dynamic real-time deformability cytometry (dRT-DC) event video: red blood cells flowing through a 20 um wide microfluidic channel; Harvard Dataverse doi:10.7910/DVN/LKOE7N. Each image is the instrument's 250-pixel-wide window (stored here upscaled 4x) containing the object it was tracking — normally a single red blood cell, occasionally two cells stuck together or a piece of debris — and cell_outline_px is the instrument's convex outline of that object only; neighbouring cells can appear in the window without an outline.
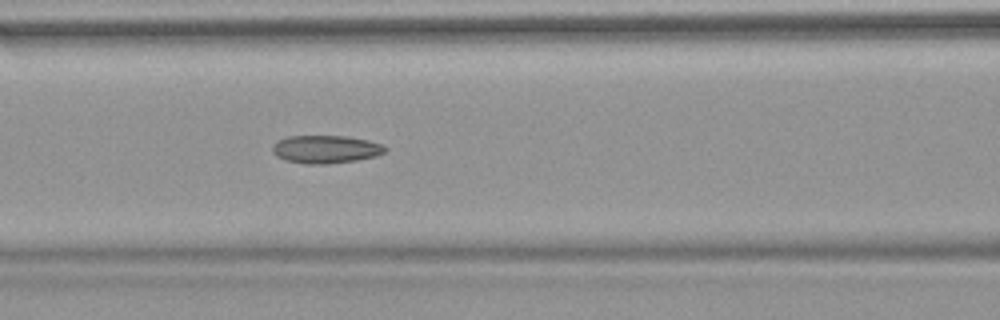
{"species": "common noctule bat (a hibernating species)", "species_latin": "Nyctalus noctula", "temperature_condition": "warm", "stored_images_in_passage": 53, "camera_frame_rate_fps": 3000, "um_per_image_px": 0.085, "animal": {"sex": "female", "body_mass_g": 18.4}, "frame": {"image": 1, "passage_image": 23, "time_ms": 7.333, "image_size_px": [1000, 320], "cell_outline_px": [[388, 148], [384, 152], [376, 156], [356, 160], [324, 164], [304, 164], [284, 160], [276, 156], [272, 152], [272, 148], [280, 140], [288, 136], [348, 136], [368, 140], [380, 144]], "centroid_in_image_um": [27.68, 12.69], "position_along_channel_um": 138.9, "area_um2": 18.26}, "authors_computed_cell_mechanics": {"area_um2": 18.3804, "velocity_mm_per_s": 3.8322, "shape_relaxation_time_tau1_ms": null, "shape_relaxation_time_tau2_ms": 4.4901, "deformation_change_tau1": null, "deformation_change_tau2": 0.1134}}